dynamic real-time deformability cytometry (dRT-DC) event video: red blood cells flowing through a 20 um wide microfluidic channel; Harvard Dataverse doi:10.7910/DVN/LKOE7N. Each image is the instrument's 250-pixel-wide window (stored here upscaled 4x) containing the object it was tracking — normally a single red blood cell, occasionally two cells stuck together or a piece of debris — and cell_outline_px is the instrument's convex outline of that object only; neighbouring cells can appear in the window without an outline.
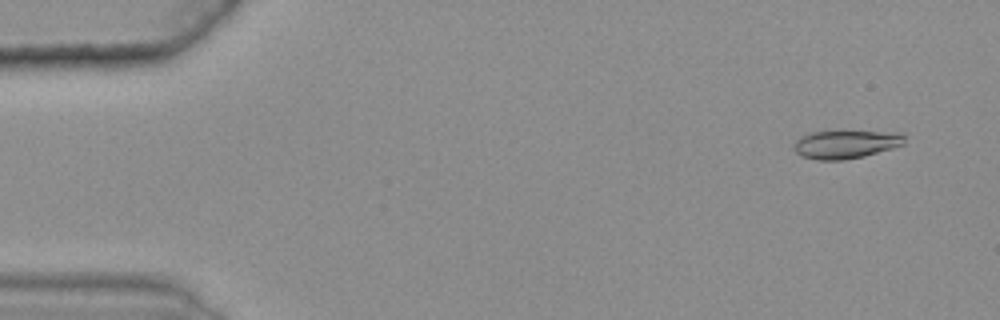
{"species": "common noctule bat (a hibernating species)", "species_latin": "Nyctalus noctula", "temperature_condition": "warm", "stored_images_in_passage": 50, "camera_frame_rate_fps": 3000, "um_per_image_px": 0.085, "animal": {"sex": "female", "body_mass_g": 25.1}, "frame": {"image": 1, "passage_image": 4, "time_ms": 1.0, "image_size_px": [1000, 320], "cell_outline_px": [[904, 144], [892, 148], [864, 156], [844, 160], [816, 160], [800, 156], [792, 148], [792, 144], [800, 136], [808, 132], [904, 132]], "centroid_in_image_um": [71.84, 12.27], "position_along_channel_um": 13.2, "area_um2": 18.26}}
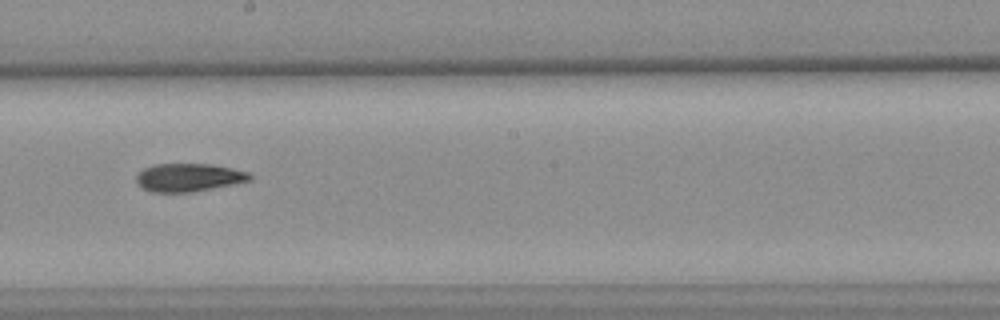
{"frame": {"image": 2, "passage_image": 32, "time_ms": 10.333, "image_size_px": [1000, 320], "cell_outline_px": [[252, 180], [192, 192], [152, 192], [144, 188], [136, 180], [136, 176], [144, 168], [152, 164], [212, 164], [248, 172], [252, 176]], "centroid_in_image_um": [16.04, 15.08], "position_along_channel_um": 232.2, "area_um2": 18.38}}
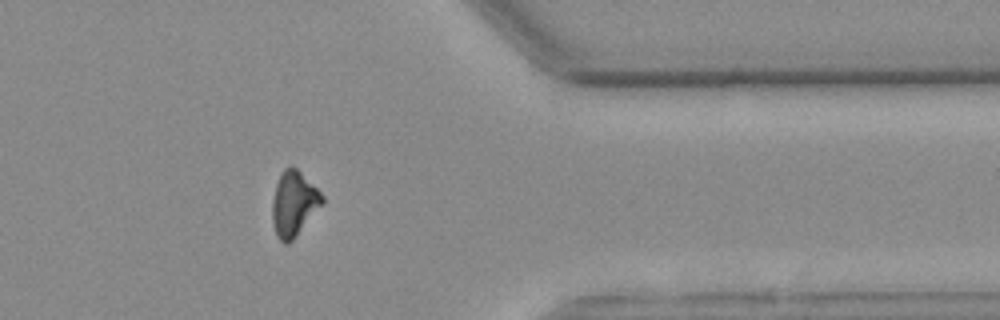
{"frame": {"image": 3, "passage_image": 46, "time_ms": 15.0, "image_size_px": [1000, 320], "cell_outline_px": [[324, 200], [296, 236], [288, 244], [284, 244], [276, 236], [272, 220], [272, 200], [276, 184], [280, 172], [284, 168], [296, 168], [324, 196]], "centroid_in_image_um": [24.93, 17.33], "position_along_channel_um": 386.5, "area_um2": 18.5}, "authors_computed_cell_mechanics": {"area_um2": 18.7561, "velocity_mm_per_s": 3.6305, "shape_relaxation_time_tau1_ms": 8.1708, "shape_relaxation_time_tau2_ms": 9.8811, "deformation_change_tau1": 0.1961, "deformation_change_tau2": 0.177}}